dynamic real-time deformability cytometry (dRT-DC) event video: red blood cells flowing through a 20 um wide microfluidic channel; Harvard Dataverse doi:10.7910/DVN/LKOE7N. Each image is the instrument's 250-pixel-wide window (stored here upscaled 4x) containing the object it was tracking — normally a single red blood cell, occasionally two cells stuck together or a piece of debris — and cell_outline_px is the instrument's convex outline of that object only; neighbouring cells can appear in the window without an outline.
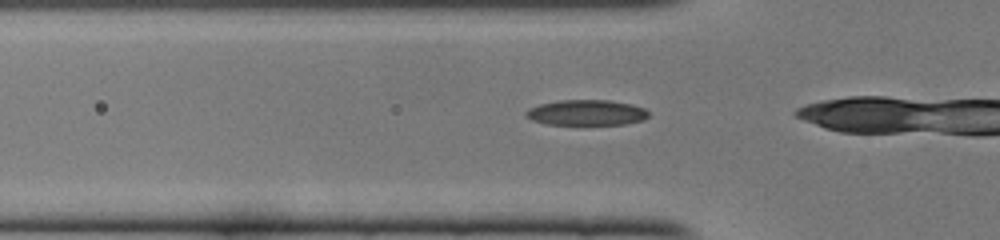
{"species": "common noctule bat (a hibernating species)", "species_latin": "Nyctalus noctula", "temperature_condition": "cold", "stored_images_in_passage": 9, "camera_frame_rate_fps": 3000, "um_per_image_px": 0.085, "animal": {"sex": "female", "body_mass_g": 22.0, "forearm_length_mm": 56.7}, "frame": {"image": 1, "passage_image": 7, "time_ms": 2.0, "image_size_px": [1000, 240], "cell_outline_px": [[648, 116], [644, 120], [624, 124], [548, 124], [532, 120], [524, 116], [524, 112], [528, 108], [540, 104], [560, 100], [608, 100], [632, 104], [644, 108], [648, 112]], "centroid_in_image_um": [49.83, 9.57], "position_along_channel_um": 76.0, "area_um2": 18.21}}